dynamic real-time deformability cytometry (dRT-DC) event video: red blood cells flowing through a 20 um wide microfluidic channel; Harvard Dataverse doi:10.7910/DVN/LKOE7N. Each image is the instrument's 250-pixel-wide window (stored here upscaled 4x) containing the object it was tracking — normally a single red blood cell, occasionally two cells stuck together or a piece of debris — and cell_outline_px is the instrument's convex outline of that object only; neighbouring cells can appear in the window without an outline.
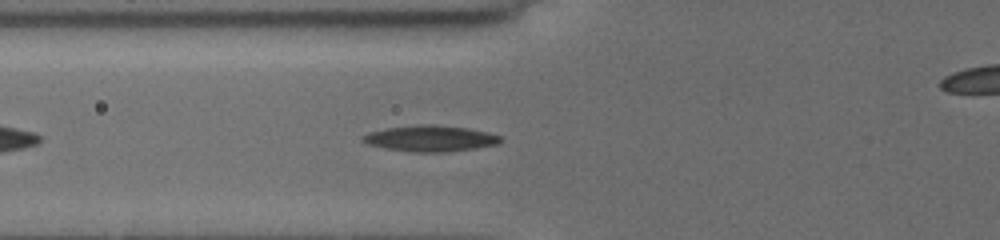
{"species": "common noctule bat (a hibernating species)", "species_latin": "Nyctalus noctula", "temperature_condition": "cold", "stored_images_in_passage": 9, "segment_of_instrument_passage": [1, 2], "camera_frame_rate_fps": 3000, "um_per_image_px": 0.085, "animal": {"sex": "female", "body_mass_g": 19.5, "forearm_length_mm": 54.1}, "frame": {"image": 1, "passage_image": 8, "time_ms": 7.0, "image_size_px": [1000, 240], "cell_outline_px": [[504, 140], [500, 144], [476, 148], [448, 152], [416, 152], [384, 148], [368, 144], [360, 140], [360, 136], [368, 132], [388, 128], [424, 124], [432, 124], [464, 128], [484, 132], [500, 136]], "centroid_in_image_um": [36.56, 11.78], "position_along_channel_um": 89.2, "area_um2": 20.81}}